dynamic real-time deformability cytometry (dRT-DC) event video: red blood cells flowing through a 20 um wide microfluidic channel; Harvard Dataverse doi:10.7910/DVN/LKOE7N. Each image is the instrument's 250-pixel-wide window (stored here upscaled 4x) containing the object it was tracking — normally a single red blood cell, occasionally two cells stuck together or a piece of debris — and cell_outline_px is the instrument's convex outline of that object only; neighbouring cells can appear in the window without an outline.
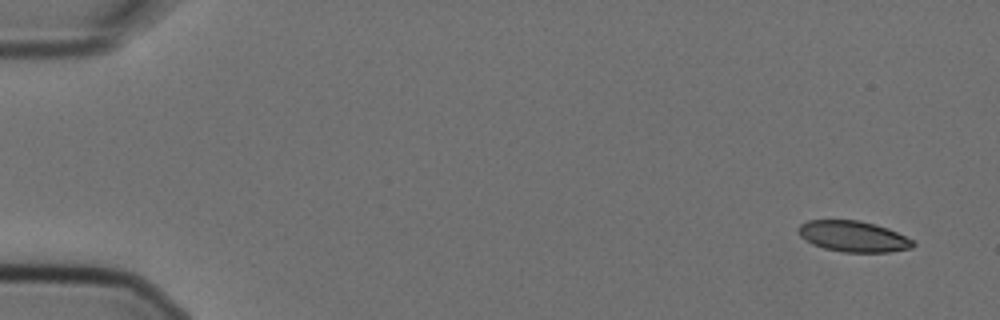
{"species": "Egyptian fruit bat (a non-hibernating species)", "species_latin": "Rousettus aegyptiacus", "temperature_condition": "cold", "stored_images_in_passage": 5, "camera_frame_rate_fps": 3000, "um_per_image_px": 0.085, "animal": {"sex": "female"}, "frame": {"image": 1, "passage_image": 1, "time_ms": 0.0, "image_size_px": [1000, 320], "cell_outline_px": [[916, 244], [912, 248], [888, 252], [844, 252], [824, 248], [812, 244], [800, 236], [796, 228], [800, 224], [808, 220], [860, 220], [876, 224], [888, 228], [912, 240]], "centroid_in_image_um": [72.51, 20.09], "position_along_channel_um": 12.5, "area_um2": 20.69}}
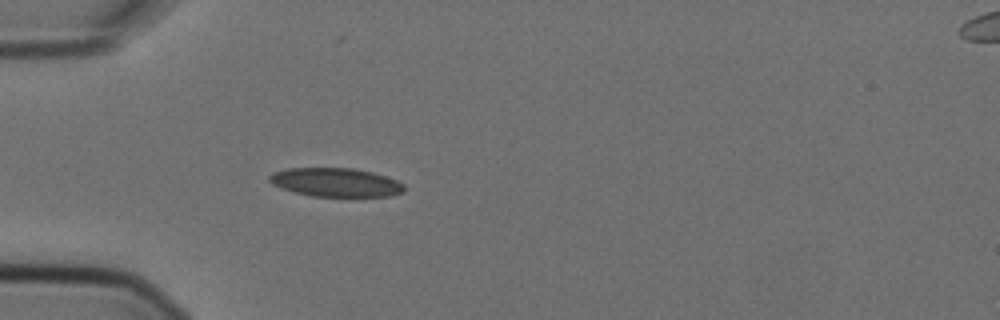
{"frame": {"image": 2, "passage_image": 5, "time_ms": 1.333, "image_size_px": [1000, 320], "cell_outline_px": [[404, 192], [392, 196], [312, 196], [280, 188], [272, 184], [268, 180], [268, 176], [272, 172], [288, 168], [352, 168], [372, 172], [396, 180], [404, 184]], "centroid_in_image_um": [28.51, 15.5], "position_along_channel_um": 56.5, "area_um2": 22.54}}